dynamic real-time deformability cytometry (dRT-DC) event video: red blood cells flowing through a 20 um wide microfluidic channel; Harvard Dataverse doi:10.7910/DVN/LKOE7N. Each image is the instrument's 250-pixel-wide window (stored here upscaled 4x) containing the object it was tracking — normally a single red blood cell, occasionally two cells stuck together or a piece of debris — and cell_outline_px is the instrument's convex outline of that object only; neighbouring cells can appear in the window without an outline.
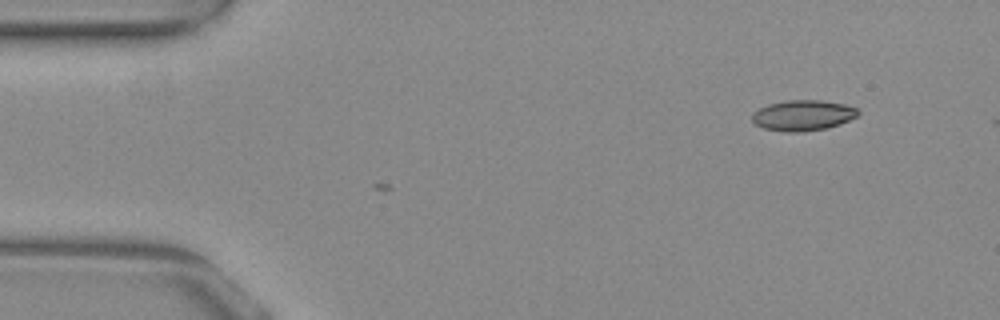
{"species": "common noctule bat (a hibernating species)", "species_latin": "Nyctalus noctula", "temperature_condition": "warm", "stored_images_in_passage": 2, "camera_frame_rate_fps": 3000, "um_per_image_px": 0.085, "animal": {"sex": "female", "body_mass_g": 29.2, "forearm_length_mm": 56.3}, "frame": {"image": 1, "passage_image": 2, "time_ms": 0.333, "image_size_px": [1000, 320], "cell_outline_px": [[860, 112], [856, 116], [840, 124], [828, 128], [800, 132], [784, 132], [764, 128], [756, 124], [752, 120], [752, 112], [768, 104], [788, 100], [820, 100], [844, 104], [856, 108]], "centroid_in_image_um": [68.23, 9.81], "position_along_channel_um": 16.8, "area_um2": 18.84}}